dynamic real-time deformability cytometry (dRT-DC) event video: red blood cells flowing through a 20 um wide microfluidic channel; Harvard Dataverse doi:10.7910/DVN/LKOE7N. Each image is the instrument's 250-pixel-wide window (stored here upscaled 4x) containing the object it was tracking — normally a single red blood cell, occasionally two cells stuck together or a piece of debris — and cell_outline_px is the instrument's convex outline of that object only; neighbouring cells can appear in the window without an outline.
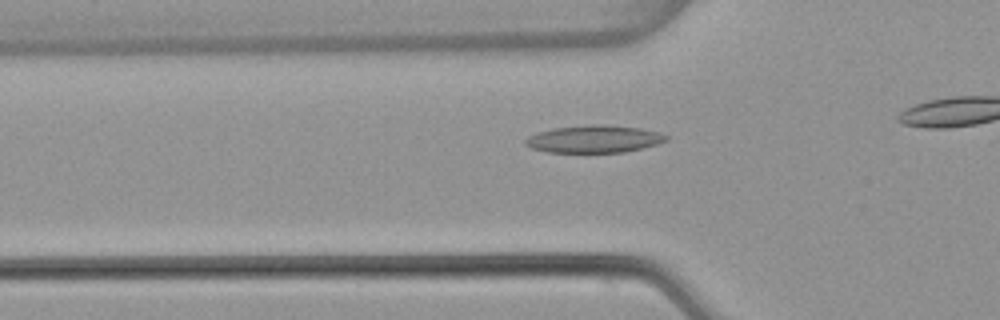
{"species": "common noctule bat (a hibernating species)", "species_latin": "Nyctalus noctula", "temperature_condition": "warm", "stored_images_in_passage": 31, "camera_frame_rate_fps": 3000, "um_per_image_px": 0.085, "animal": {"sex": "female", "body_mass_g": 22.7, "forearm_length_mm": 54.2}, "frame": {"image": 1, "passage_image": 6, "time_ms": 1.667, "image_size_px": [1000, 320], "cell_outline_px": [[668, 140], [656, 144], [624, 152], [548, 152], [532, 148], [524, 144], [524, 140], [528, 136], [536, 132], [552, 128], [596, 124], [608, 124], [640, 128], [660, 132], [668, 136]], "centroid_in_image_um": [50.48, 11.8], "position_along_channel_um": 75.3, "area_um2": 22.54}}
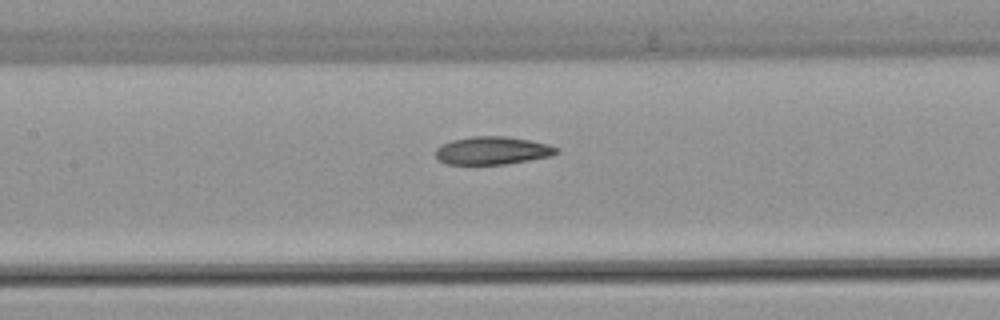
{"frame": {"image": 2, "passage_image": 13, "time_ms": 4.0, "image_size_px": [1000, 320], "cell_outline_px": [[560, 152], [552, 156], [504, 164], [448, 164], [440, 160], [436, 156], [436, 148], [440, 144], [452, 140], [472, 136], [504, 136], [528, 140], [548, 144], [560, 148]], "centroid_in_image_um": [41.87, 12.79], "position_along_channel_um": 165.5, "area_um2": 19.65}}
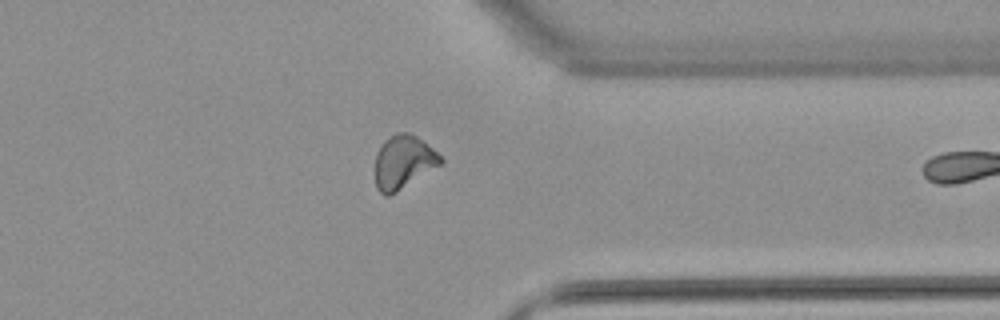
{"frame": {"image": 3, "passage_image": 30, "time_ms": 9.667, "image_size_px": [1000, 320], "cell_outline_px": [[444, 160], [440, 164], [396, 192], [388, 196], [384, 196], [376, 188], [376, 152], [384, 140], [388, 136], [396, 132], [408, 132], [416, 136], [432, 148]], "centroid_in_image_um": [34.25, 13.75], "position_along_channel_um": 377.2, "area_um2": 20.11}}